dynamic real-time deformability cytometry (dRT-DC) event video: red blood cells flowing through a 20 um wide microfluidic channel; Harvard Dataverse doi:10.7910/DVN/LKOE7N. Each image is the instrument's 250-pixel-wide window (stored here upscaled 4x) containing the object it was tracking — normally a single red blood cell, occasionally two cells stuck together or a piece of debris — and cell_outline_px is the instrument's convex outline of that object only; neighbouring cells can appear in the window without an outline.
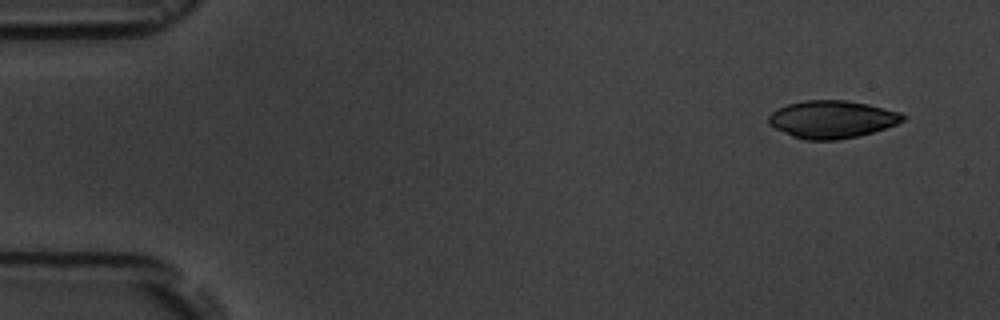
{"species": "common noctule bat (a hibernating species)", "species_latin": "Nyctalus noctula", "temperature_condition": "room temperature", "stored_images_in_passage": 6, "camera_frame_rate_fps": 3000, "um_per_image_px": 0.085, "animal": {"sex": "male", "body_mass_g": 19.5, "forearm_length_mm": 54.6}, "frame": {"image": 1, "passage_image": 1, "time_ms": 0.0, "image_size_px": [1000, 320], "cell_outline_px": [[908, 116], [904, 120], [896, 124], [860, 136], [836, 140], [804, 140], [792, 136], [768, 124], [768, 116], [776, 108], [788, 104], [804, 100], [844, 100], [868, 104], [900, 112]], "centroid_in_image_um": [70.71, 10.14], "position_along_channel_um": 14.3, "area_um2": 29.48}}